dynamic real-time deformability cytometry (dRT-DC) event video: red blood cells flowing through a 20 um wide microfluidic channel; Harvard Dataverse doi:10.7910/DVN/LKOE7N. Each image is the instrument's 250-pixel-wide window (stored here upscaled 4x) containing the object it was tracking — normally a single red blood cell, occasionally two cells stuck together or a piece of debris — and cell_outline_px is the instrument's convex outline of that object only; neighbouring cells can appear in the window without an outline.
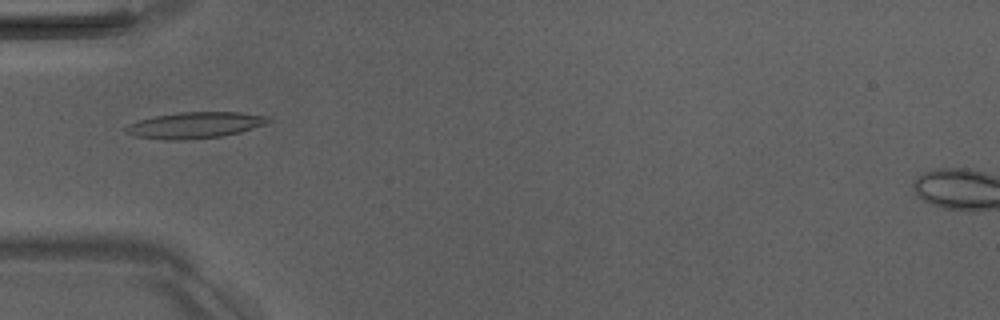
{"species": "Egyptian fruit bat (a non-hibernating species)", "species_latin": "Rousettus aegyptiacus", "temperature_condition": "room temperature", "stored_images_in_passage": 5, "camera_frame_rate_fps": 3000, "um_per_image_px": 0.085, "animal": {"sex": "male"}, "frame": {"image": 1, "passage_image": 5, "time_ms": 4.667, "image_size_px": [1000, 320], "cell_outline_px": [[272, 120], [264, 124], [240, 132], [220, 136], [172, 140], [168, 140], [136, 136], [124, 132], [124, 128], [128, 124], [140, 120], [156, 116], [180, 112], [240, 112], [268, 116]], "centroid_in_image_um": [16.57, 10.62], "position_along_channel_um": 68.4, "area_um2": 21.39}}